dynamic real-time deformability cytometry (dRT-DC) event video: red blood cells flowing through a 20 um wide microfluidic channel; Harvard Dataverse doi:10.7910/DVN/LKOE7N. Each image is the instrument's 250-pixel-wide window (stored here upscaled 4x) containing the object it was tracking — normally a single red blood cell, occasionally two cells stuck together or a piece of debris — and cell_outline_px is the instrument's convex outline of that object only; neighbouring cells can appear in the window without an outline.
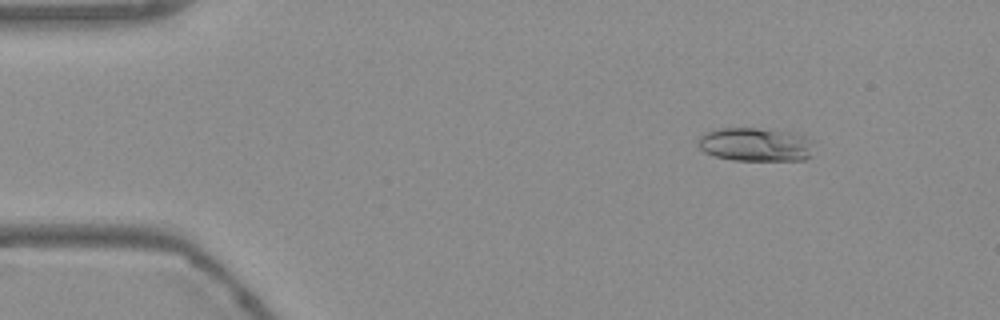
{"species": "Egyptian fruit bat (a non-hibernating species)", "species_latin": "Rousettus aegyptiacus", "temperature_condition": "warm", "stored_images_in_passage": 9, "camera_frame_rate_fps": 3000, "um_per_image_px": 0.085, "frame": {"image": 1, "passage_image": 1, "time_ms": 0.0, "image_size_px": [1000, 320], "cell_outline_px": [[816, 140], [808, 156], [804, 160], [732, 160], [716, 156], [704, 152], [696, 144], [696, 140], [704, 132], [712, 128], [756, 128], [792, 132]], "centroid_in_image_um": [64.18, 12.27], "position_along_channel_um": 20.8, "area_um2": 23.06}}